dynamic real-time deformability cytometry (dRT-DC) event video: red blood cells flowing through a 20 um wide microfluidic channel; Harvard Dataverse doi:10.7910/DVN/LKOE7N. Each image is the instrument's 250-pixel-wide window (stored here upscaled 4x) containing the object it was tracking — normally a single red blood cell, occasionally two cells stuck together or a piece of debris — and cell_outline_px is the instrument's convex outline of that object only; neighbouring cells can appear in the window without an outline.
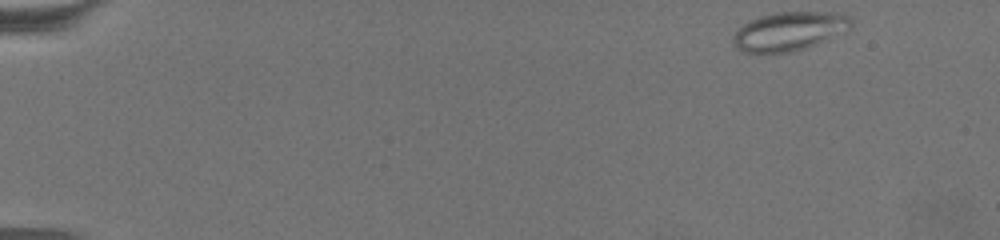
{"species": "common noctule bat (a hibernating species)", "species_latin": "Nyctalus noctula", "temperature_condition": "warm", "stored_images_in_passage": 31, "camera_frame_rate_fps": 3000, "um_per_image_px": 0.085, "animal": {"sex": "female", "body_mass_g": 19.5, "forearm_length_mm": 54.1}, "frame": {"image": 1, "passage_image": 1, "time_ms": 0.0, "image_size_px": [1000, 240], "cell_outline_px": [[852, 24], [848, 32], [804, 48], [792, 52], [744, 52], [736, 48], [732, 44], [732, 36], [744, 24], [752, 20], [764, 16], [780, 12], [840, 12], [852, 16]], "centroid_in_image_um": [67.16, 2.65], "position_along_channel_um": 17.8, "area_um2": 26.65}}
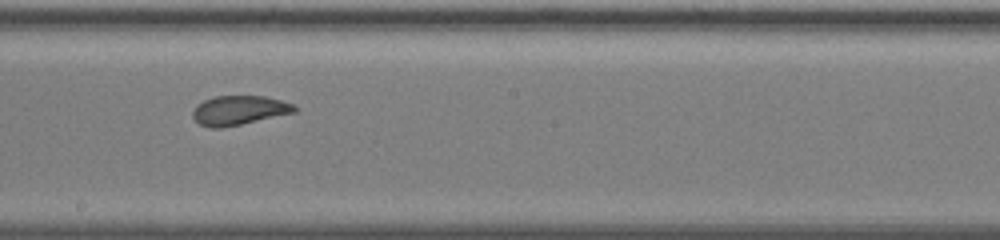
{"frame": {"image": 2, "passage_image": 19, "time_ms": 6.0, "image_size_px": [1000, 240], "cell_outline_px": [[296, 112], [240, 124], [220, 128], [212, 128], [200, 124], [192, 116], [192, 112], [196, 104], [204, 100], [216, 96], [264, 96], [280, 100], [292, 104], [296, 108]], "centroid_in_image_um": [20.28, 9.37], "position_along_channel_um": 227.9, "area_um2": 17.17}}
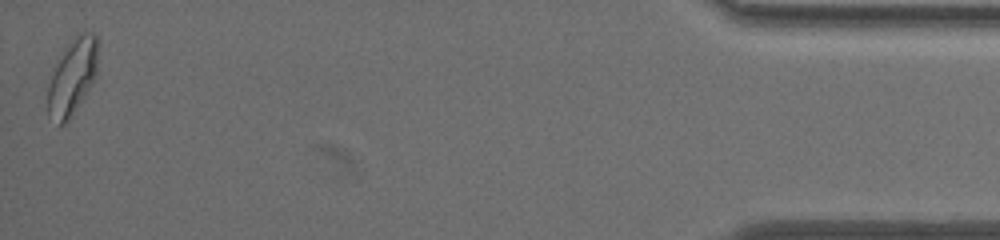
{"frame": {"image": 3, "passage_image": 31, "time_ms": 10.0, "image_size_px": [1000, 240], "cell_outline_px": [[100, 40], [96, 72], [92, 80], [68, 120], [64, 124], [60, 124], [48, 116], [48, 88], [56, 64], [64, 48], [76, 32], [84, 28], [92, 32]], "centroid_in_image_um": [6.18, 6.37], "position_along_channel_um": 429.0, "area_um2": 22.02}}